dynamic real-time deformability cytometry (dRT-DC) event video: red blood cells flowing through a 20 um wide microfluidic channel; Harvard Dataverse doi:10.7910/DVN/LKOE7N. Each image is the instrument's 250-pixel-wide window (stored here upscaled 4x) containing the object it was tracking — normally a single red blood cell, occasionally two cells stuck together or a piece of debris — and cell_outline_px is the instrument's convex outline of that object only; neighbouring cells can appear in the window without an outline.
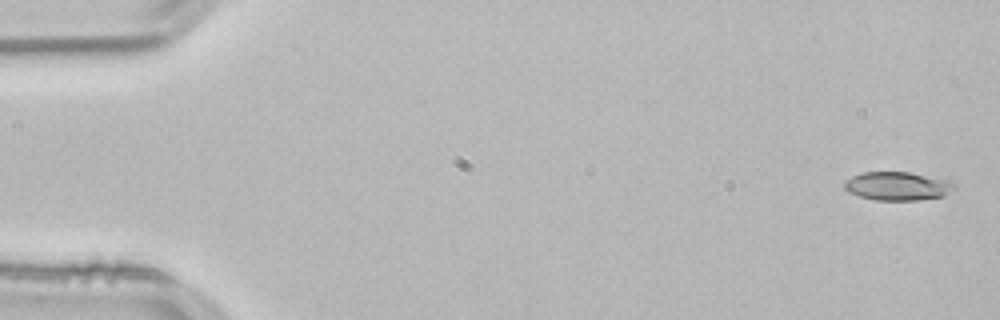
{"species": "common noctule bat (a hibernating species)", "species_latin": "Nyctalus noctula", "temperature_condition": "room temperature", "stored_images_in_passage": 52, "camera_frame_rate_fps": 3000, "um_per_image_px": 0.085, "animal": {"sex": "male", "body_mass_g": 21.5, "forearm_length_mm": 52.0}, "frame": {"image": 1, "passage_image": 1, "time_ms": 0.0, "image_size_px": [1000, 320], "cell_outline_px": [[956, 188], [944, 196], [916, 200], [876, 200], [860, 196], [848, 192], [844, 188], [844, 180], [860, 172], [908, 172], [948, 180], [956, 184]], "centroid_in_image_um": [76.28, 15.81], "position_along_channel_um": 8.7, "area_um2": 18.32}}
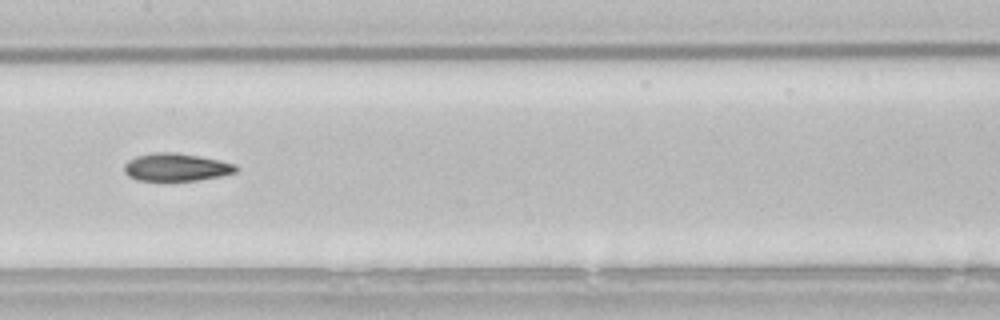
{"frame": {"image": 2, "passage_image": 26, "time_ms": 8.333, "image_size_px": [1000, 320], "cell_outline_px": [[236, 172], [220, 176], [200, 180], [136, 180], [128, 176], [124, 172], [124, 164], [128, 160], [136, 156], [152, 152], [172, 152], [196, 156], [236, 164]], "centroid_in_image_um": [14.92, 14.21], "position_along_channel_um": 192.5, "area_um2": 17.86}}
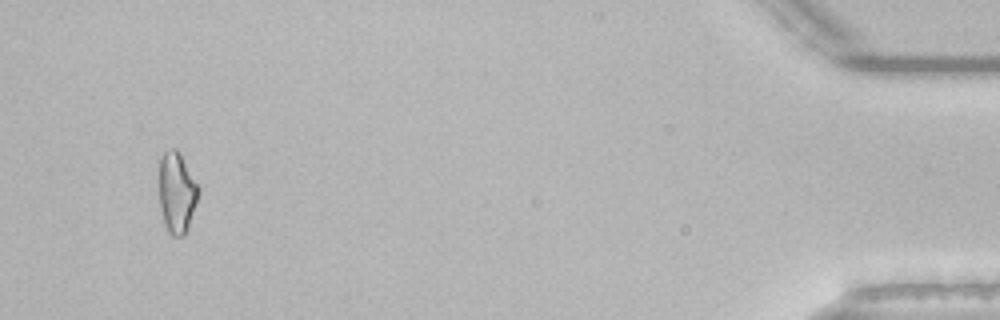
{"frame": {"image": 3, "passage_image": 50, "time_ms": 16.333, "image_size_px": [1000, 320], "cell_outline_px": [[200, 188], [184, 236], [172, 236], [168, 232], [164, 224], [160, 208], [160, 160], [164, 152], [172, 148], [176, 148], [180, 152]], "centroid_in_image_um": [15.02, 16.34], "position_along_channel_um": 420.2, "area_um2": 18.21}, "authors_computed_cell_mechanics": {"area_um2": 18.207, "velocity_mm_per_s": 3.8464, "shape_relaxation_time_tau1_ms": 8.6295, "shape_relaxation_time_tau2_ms": 2.9601, "deformation_change_tau1": 0.1977, "deformation_change_tau2": 0.1079}}